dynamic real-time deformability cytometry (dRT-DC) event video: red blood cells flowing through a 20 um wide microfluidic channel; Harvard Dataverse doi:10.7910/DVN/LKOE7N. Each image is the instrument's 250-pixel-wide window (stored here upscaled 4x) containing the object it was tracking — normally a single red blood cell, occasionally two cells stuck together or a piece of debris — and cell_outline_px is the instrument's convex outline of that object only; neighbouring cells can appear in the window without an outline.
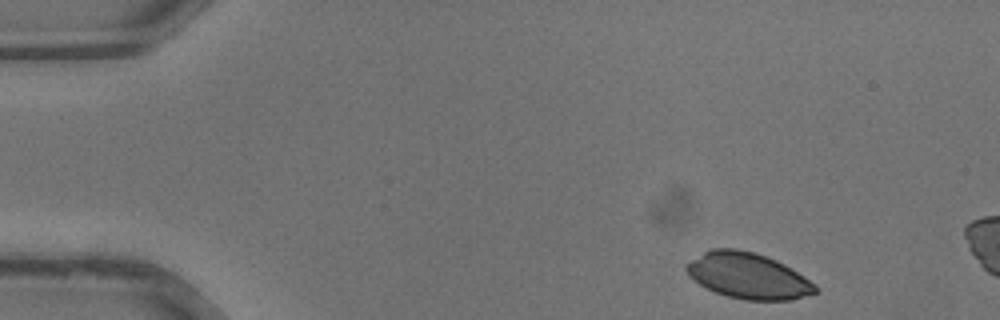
{"species": "common noctule bat (a hibernating species)", "species_latin": "Nyctalus noctula", "temperature_condition": "warm", "stored_images_in_passage": 6, "camera_frame_rate_fps": 3000, "um_per_image_px": 0.085, "animal": {"sex": "male", "body_mass_g": 13.3}, "frame": {"image": 1, "passage_image": 1, "time_ms": 0.0, "image_size_px": [1000, 320], "cell_outline_px": [[820, 292], [792, 300], [744, 300], [728, 296], [716, 292], [700, 284], [684, 268], [684, 264], [704, 252], [712, 248], [736, 248], [756, 252], [776, 260], [784, 264], [804, 276], [816, 284], [820, 288]], "centroid_in_image_um": [63.64, 23.44], "position_along_channel_um": 21.4, "area_um2": 34.51}}